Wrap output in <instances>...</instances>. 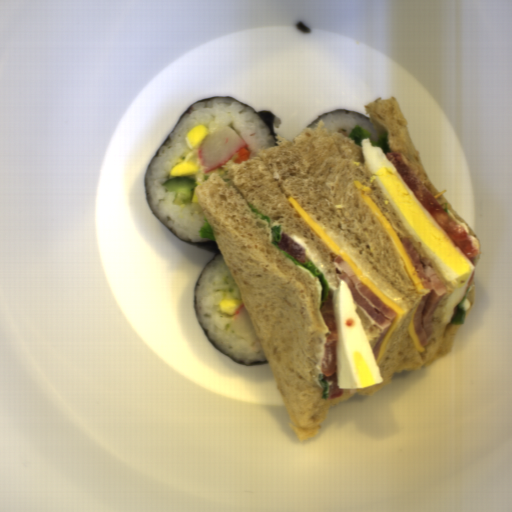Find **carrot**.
Listing matches in <instances>:
<instances>
[{"label": "carrot", "instance_id": "carrot-1", "mask_svg": "<svg viewBox=\"0 0 512 512\" xmlns=\"http://www.w3.org/2000/svg\"><path fill=\"white\" fill-rule=\"evenodd\" d=\"M231 161L236 165L240 164L242 162H245L247 160H250V152L243 147L241 150H239L234 156H232Z\"/></svg>", "mask_w": 512, "mask_h": 512}]
</instances>
